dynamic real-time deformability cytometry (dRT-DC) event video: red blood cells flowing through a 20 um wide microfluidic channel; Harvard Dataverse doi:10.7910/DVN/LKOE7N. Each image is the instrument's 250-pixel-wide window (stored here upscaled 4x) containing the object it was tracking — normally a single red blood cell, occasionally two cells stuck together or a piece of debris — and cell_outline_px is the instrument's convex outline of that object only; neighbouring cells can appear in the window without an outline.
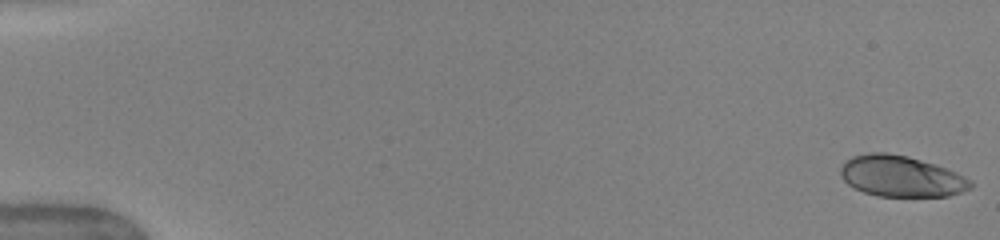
{"species": "human", "species_latin": "Homo sapiens", "temperature_condition": "warm", "stored_images_in_passage": 51, "camera_frame_rate_fps": 3000, "um_per_image_px": 0.085, "donor": {"sex": "female"}, "frame": {"image": 1, "passage_image": 1, "time_ms": 0.0, "image_size_px": [1000, 240], "cell_outline_px": [[972, 188], [948, 196], [876, 196], [864, 192], [848, 184], [840, 176], [840, 168], [852, 156], [868, 152], [888, 152], [908, 156], [936, 164], [956, 172], [972, 180]], "centroid_in_image_um": [76.6, 14.97], "position_along_channel_um": 8.4, "area_um2": 31.15}}
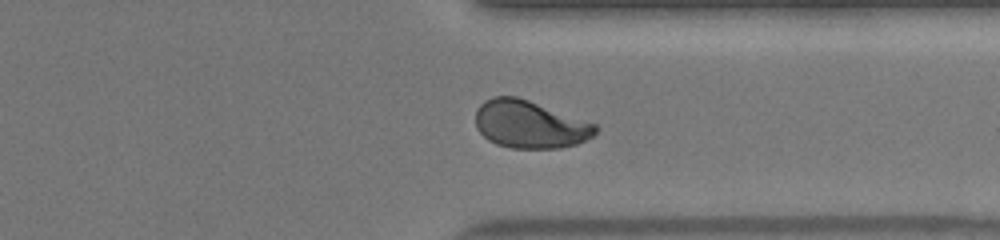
{"frame": {"image": 2, "passage_image": 40, "time_ms": 13.0, "image_size_px": [1000, 240], "cell_outline_px": [[600, 128], [592, 136], [576, 144], [560, 148], [512, 148], [496, 144], [488, 140], [476, 128], [476, 108], [484, 100], [492, 96], [516, 96], [528, 100], [596, 124]], "centroid_in_image_um": [45.0, 10.57], "position_along_channel_um": 366.4, "area_um2": 33.23}}
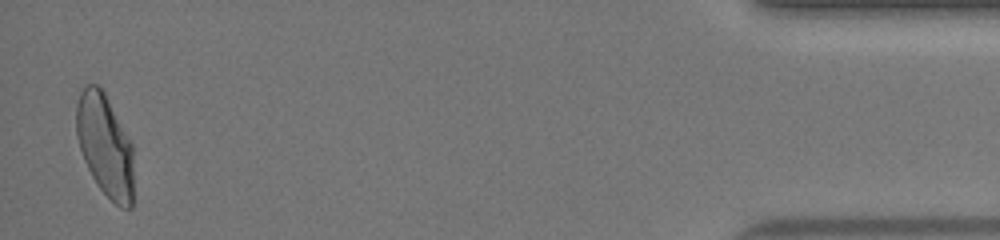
{"frame": {"image": 3, "passage_image": 50, "time_ms": 16.333, "image_size_px": [1000, 240], "cell_outline_px": [[132, 208], [120, 208], [100, 188], [92, 176], [84, 160], [76, 136], [76, 104], [80, 92], [88, 84], [96, 84], [104, 92], [132, 144]], "centroid_in_image_um": [8.9, 12.35], "position_along_channel_um": 426.3, "area_um2": 33.7}, "authors_computed_cell_mechanics": {"area_um2": 33.235, "velocity_mm_per_s": 4.0473, "shape_relaxation_time_tau1_ms": 3.9699, "shape_relaxation_time_tau2_ms": 0.7439, "deformation_change_tau1": 0.1772, "deformation_change_tau2": 0.0566}}